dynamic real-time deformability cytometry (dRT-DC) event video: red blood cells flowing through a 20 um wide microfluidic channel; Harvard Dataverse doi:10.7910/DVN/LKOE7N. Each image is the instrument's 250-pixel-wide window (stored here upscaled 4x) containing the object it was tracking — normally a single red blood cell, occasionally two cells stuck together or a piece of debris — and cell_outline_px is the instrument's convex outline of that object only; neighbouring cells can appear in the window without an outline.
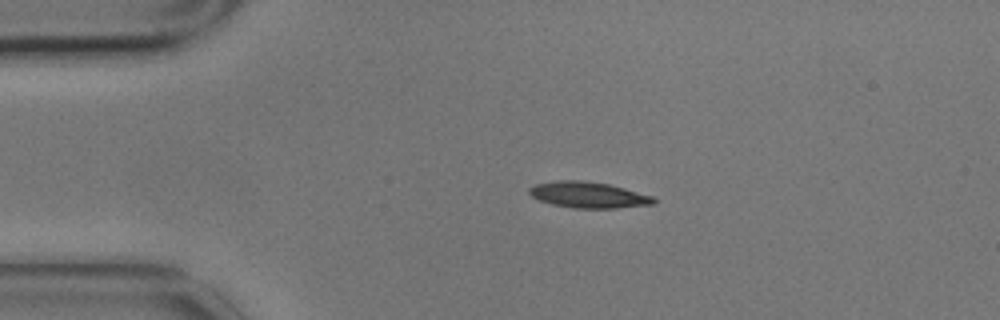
{"species": "common noctule bat (a hibernating species)", "species_latin": "Nyctalus noctula", "temperature_condition": "cold", "stored_images_in_passage": 5, "camera_frame_rate_fps": 3000, "um_per_image_px": 0.085, "animal": {"sex": "male", "body_mass_g": 17.9}, "frame": {"image": 1, "passage_image": 4, "time_ms": 1.0, "image_size_px": [1000, 320], "cell_outline_px": [[656, 204], [616, 208], [572, 208], [552, 204], [540, 200], [532, 196], [528, 192], [528, 188], [536, 184], [556, 180], [584, 180], [608, 184], [624, 188], [652, 196], [656, 200]], "centroid_in_image_um": [50.0, 16.56], "position_along_channel_um": 35.0, "area_um2": 18.9}}